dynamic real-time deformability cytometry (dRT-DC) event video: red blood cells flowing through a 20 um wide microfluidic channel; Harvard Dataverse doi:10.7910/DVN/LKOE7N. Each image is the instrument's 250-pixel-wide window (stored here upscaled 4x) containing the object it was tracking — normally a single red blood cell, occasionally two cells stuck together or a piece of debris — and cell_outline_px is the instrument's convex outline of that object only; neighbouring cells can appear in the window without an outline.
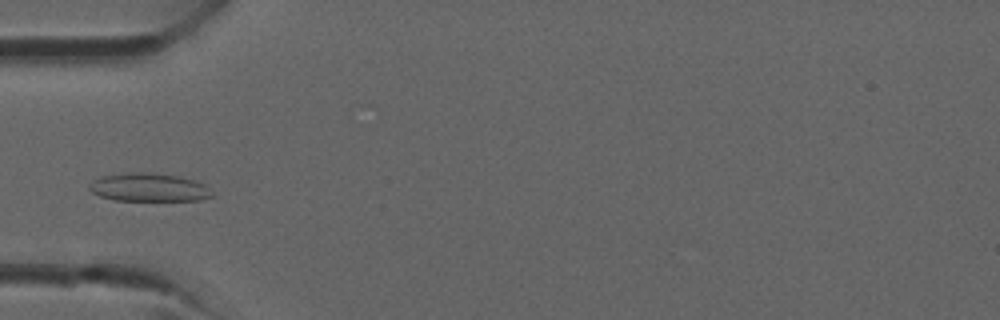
{"species": "common noctule bat (a hibernating species)", "species_latin": "Nyctalus noctula", "temperature_condition": "room temperature", "stored_images_in_passage": 35, "camera_frame_rate_fps": 3000, "um_per_image_px": 0.085, "animal": {"sex": "male", "forearm_length_mm": 52.5}, "frame": {"image": 1, "passage_image": 9, "time_ms": 2.667, "image_size_px": [1000, 320], "cell_outline_px": [[212, 196], [200, 200], [112, 200], [100, 196], [92, 192], [88, 188], [88, 184], [104, 176], [132, 172], [144, 172], [180, 176], [196, 180], [204, 184], [208, 188]], "centroid_in_image_um": [12.65, 15.93], "position_along_channel_um": 72.3, "area_um2": 20.0}}
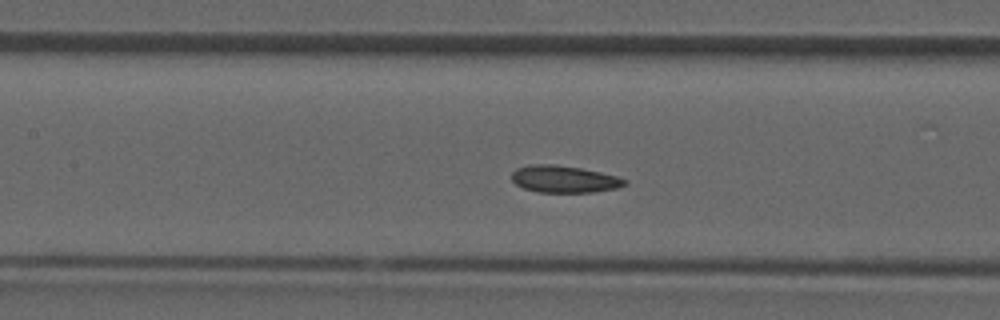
{"frame": {"image": 2, "passage_image": 14, "time_ms": 4.333, "image_size_px": [1000, 320], "cell_outline_px": [[628, 184], [620, 188], [592, 192], [540, 192], [524, 188], [516, 184], [512, 180], [512, 172], [516, 168], [528, 164], [556, 164], [580, 168], [600, 172], [616, 176], [628, 180]], "centroid_in_image_um": [47.97, 15.22], "position_along_channel_um": 159.4, "area_um2": 17.92}}
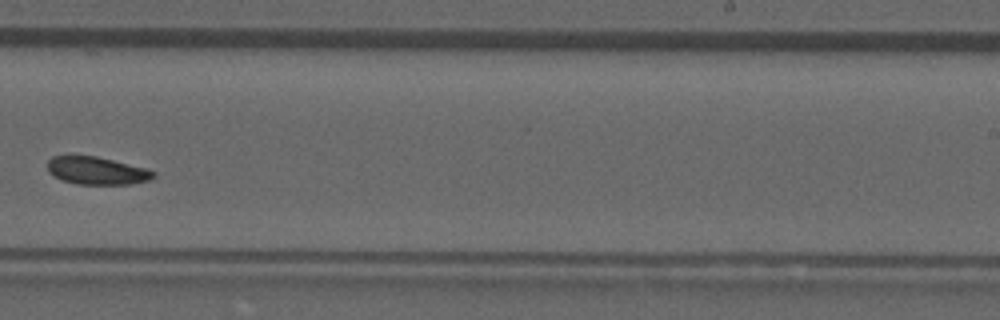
{"frame": {"image": 3, "passage_image": 21, "time_ms": 6.667, "image_size_px": [1000, 320], "cell_outline_px": [[156, 176], [148, 180], [128, 184], [76, 184], [52, 176], [48, 172], [48, 160], [52, 156], [72, 152], [96, 156], [148, 168], [156, 172]], "centroid_in_image_um": [8.17, 14.46], "position_along_channel_um": 280.8, "area_um2": 17.74}}